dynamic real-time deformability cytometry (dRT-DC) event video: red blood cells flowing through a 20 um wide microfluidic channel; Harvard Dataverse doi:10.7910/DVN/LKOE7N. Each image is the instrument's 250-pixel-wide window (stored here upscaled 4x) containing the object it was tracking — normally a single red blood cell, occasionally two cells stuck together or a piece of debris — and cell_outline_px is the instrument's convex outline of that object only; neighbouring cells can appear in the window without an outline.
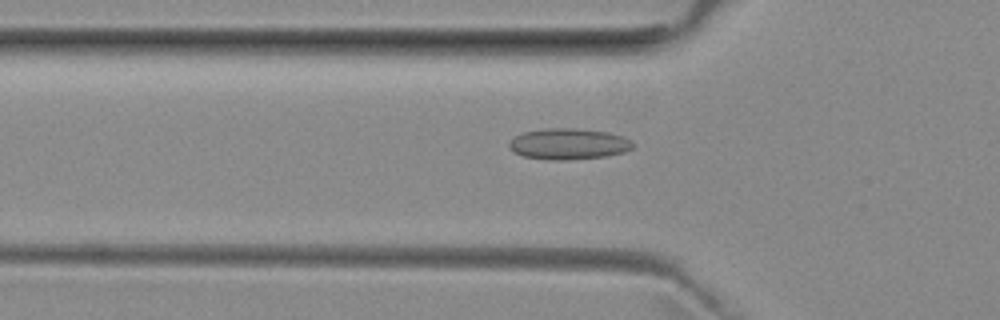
{"species": "common noctule bat (a hibernating species)", "species_latin": "Nyctalus noctula", "temperature_condition": "room temperature", "stored_images_in_passage": 49, "camera_frame_rate_fps": 3000, "um_per_image_px": 0.085, "animal": {"sex": "female", "body_mass_g": 29.2, "forearm_length_mm": 56.3}, "frame": {"image": 1, "passage_image": 17, "time_ms": 5.333, "image_size_px": [1000, 320], "cell_outline_px": [[636, 144], [632, 148], [624, 152], [604, 156], [564, 160], [552, 160], [524, 156], [512, 152], [508, 148], [508, 144], [516, 136], [524, 132], [548, 128], [576, 128], [608, 132], [624, 136], [632, 140]], "centroid_in_image_um": [48.35, 12.23], "position_along_channel_um": 77.4, "area_um2": 22.43}}
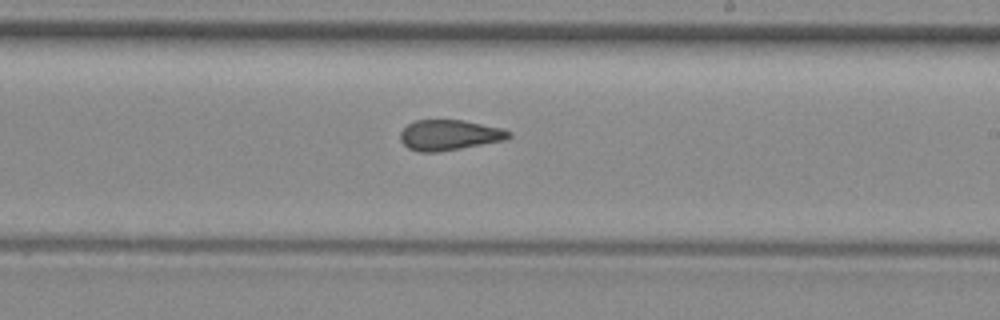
{"frame": {"image": 2, "passage_image": 30, "time_ms": 9.667, "image_size_px": [1000, 320], "cell_outline_px": [[512, 136], [504, 140], [460, 148], [436, 152], [420, 152], [408, 148], [400, 140], [400, 132], [408, 124], [416, 120], [464, 120], [504, 128], [512, 132]], "centroid_in_image_um": [38.21, 11.47], "position_along_channel_um": 250.8, "area_um2": 19.25}}
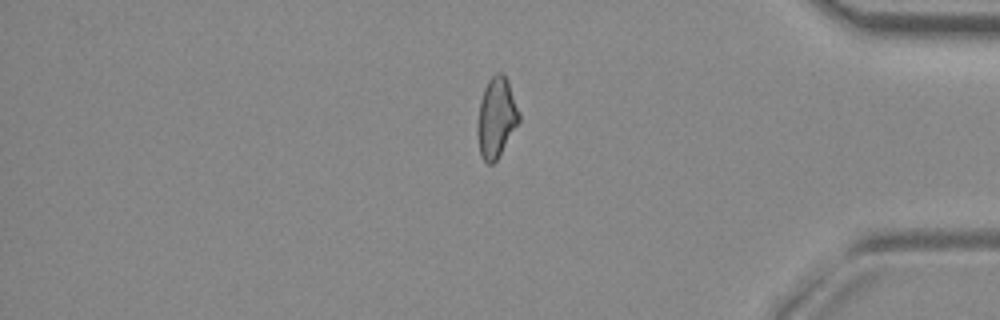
{"frame": {"image": 3, "passage_image": 43, "time_ms": 14.0, "image_size_px": [1000, 320], "cell_outline_px": [[520, 120], [496, 160], [492, 164], [488, 164], [480, 156], [476, 132], [476, 128], [480, 100], [484, 88], [488, 80], [496, 72], [500, 72], [508, 80], [520, 112]], "centroid_in_image_um": [42.17, 9.99], "position_along_channel_um": 393.0, "area_um2": 19.48}, "authors_computed_cell_mechanics": {"area_um2": 19.8254, "velocity_mm_per_s": 3.9952, "shape_relaxation_time_tau1_ms": null, "shape_relaxation_time_tau2_ms": 2.13, "deformation_change_tau1": null, "deformation_change_tau2": 0.0991}}